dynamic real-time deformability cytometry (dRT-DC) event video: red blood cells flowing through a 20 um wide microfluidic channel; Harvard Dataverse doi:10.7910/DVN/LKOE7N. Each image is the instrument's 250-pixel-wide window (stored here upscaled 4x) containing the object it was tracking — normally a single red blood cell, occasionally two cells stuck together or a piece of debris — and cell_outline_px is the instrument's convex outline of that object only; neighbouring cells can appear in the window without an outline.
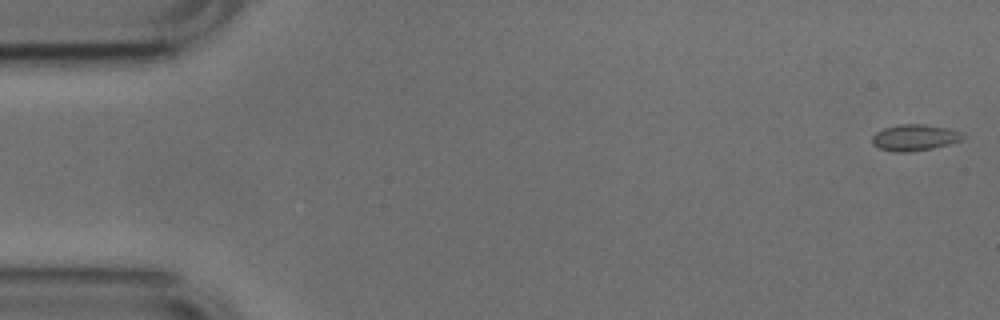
{"species": "common noctule bat (a hibernating species)", "species_latin": "Nyctalus noctula", "temperature_condition": "cold", "stored_images_in_passage": 19, "camera_frame_rate_fps": 3000, "um_per_image_px": 0.085, "animal": {"sex": "male", "body_mass_g": 17.9, "forearm_length_mm": 54.2}, "frame": {"image": 1, "passage_image": 1, "time_ms": 0.0, "image_size_px": [1000, 320], "cell_outline_px": [[968, 136], [964, 140], [932, 148], [908, 152], [896, 152], [880, 148], [872, 144], [872, 136], [876, 132], [884, 128], [896, 124], [924, 124], [944, 128], [960, 132]], "centroid_in_image_um": [77.75, 11.69], "position_along_channel_um": 7.3, "area_um2": 13.87}}
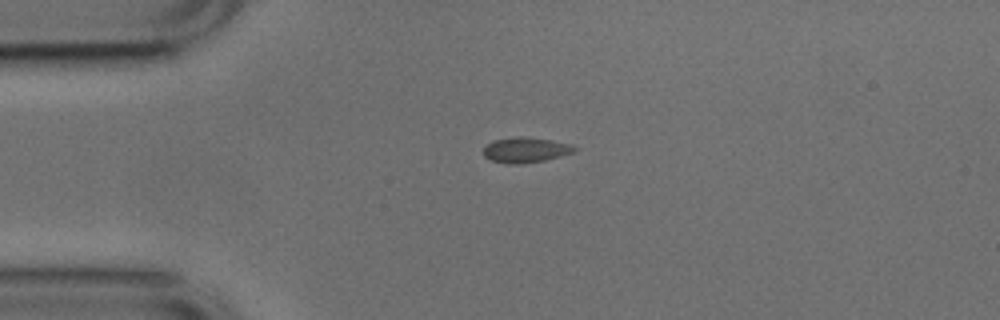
{"frame": {"image": 2, "passage_image": 12, "time_ms": 3.667, "image_size_px": [1000, 320], "cell_outline_px": [[576, 148], [572, 152], [560, 156], [544, 160], [520, 164], [512, 164], [492, 160], [484, 156], [484, 148], [488, 144], [496, 140], [520, 136], [548, 140], [572, 144]], "centroid_in_image_um": [44.67, 12.75], "position_along_channel_um": 40.3, "area_um2": 12.95}}